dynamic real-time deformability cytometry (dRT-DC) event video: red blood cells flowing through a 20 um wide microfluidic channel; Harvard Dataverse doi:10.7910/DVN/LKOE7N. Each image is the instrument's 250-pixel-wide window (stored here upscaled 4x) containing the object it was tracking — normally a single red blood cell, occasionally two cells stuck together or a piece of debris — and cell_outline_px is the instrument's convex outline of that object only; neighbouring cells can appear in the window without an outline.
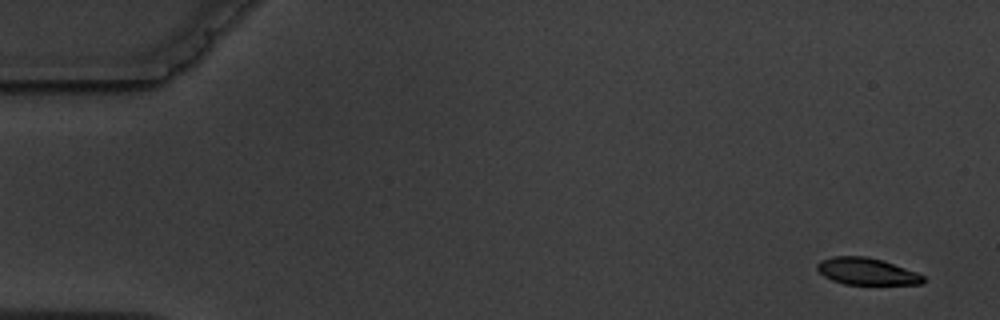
{"species": "common noctule bat (a hibernating species)", "species_latin": "Nyctalus noctula", "temperature_condition": "warm", "stored_images_in_passage": 7, "camera_frame_rate_fps": 3000, "um_per_image_px": 0.085, "animal": {"sex": "male", "body_mass_g": 19.5, "forearm_length_mm": 54.6}, "frame": {"image": 1, "passage_image": 1, "time_ms": 0.0, "image_size_px": [1000, 320], "cell_outline_px": [[924, 280], [920, 284], [844, 284], [832, 280], [824, 276], [816, 268], [816, 264], [820, 260], [832, 256], [868, 256], [884, 260], [916, 272], [924, 276]], "centroid_in_image_um": [73.64, 23.05], "position_along_channel_um": 11.4, "area_um2": 16.65}}
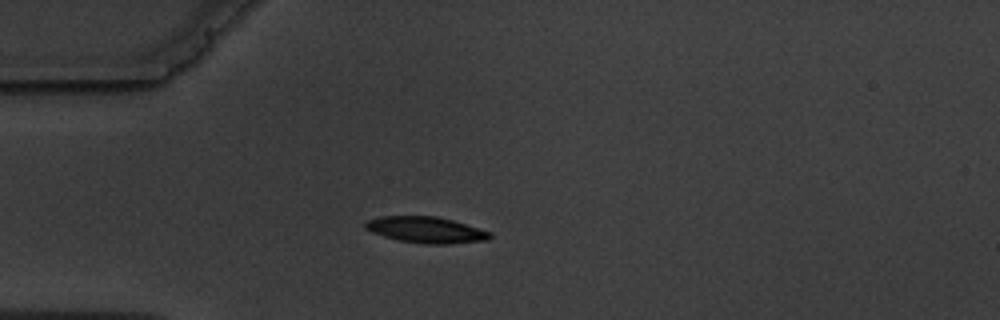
{"frame": {"image": 2, "passage_image": 5, "time_ms": 4.333, "image_size_px": [1000, 320], "cell_outline_px": [[492, 236], [488, 240], [448, 244], [428, 244], [396, 240], [372, 232], [364, 228], [364, 220], [380, 216], [436, 216], [452, 220], [492, 232]], "centroid_in_image_um": [36.18, 19.53], "position_along_channel_um": 48.8, "area_um2": 19.13}}
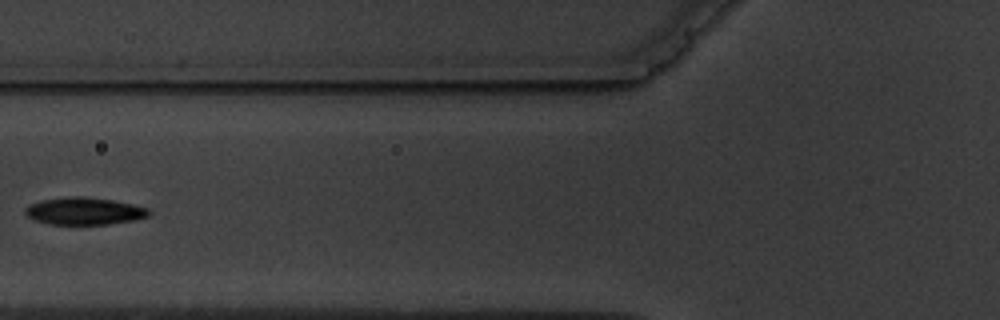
{"frame": {"image": 3, "passage_image": 7, "time_ms": 6.667, "image_size_px": [1000, 320], "cell_outline_px": [[152, 212], [148, 216], [132, 220], [108, 224], [52, 224], [36, 220], [28, 216], [24, 212], [24, 208], [28, 204], [40, 200], [64, 196], [84, 196], [112, 200], [132, 204], [148, 208]], "centroid_in_image_um": [7.13, 17.92], "position_along_channel_um": 118.7, "area_um2": 19.71}}